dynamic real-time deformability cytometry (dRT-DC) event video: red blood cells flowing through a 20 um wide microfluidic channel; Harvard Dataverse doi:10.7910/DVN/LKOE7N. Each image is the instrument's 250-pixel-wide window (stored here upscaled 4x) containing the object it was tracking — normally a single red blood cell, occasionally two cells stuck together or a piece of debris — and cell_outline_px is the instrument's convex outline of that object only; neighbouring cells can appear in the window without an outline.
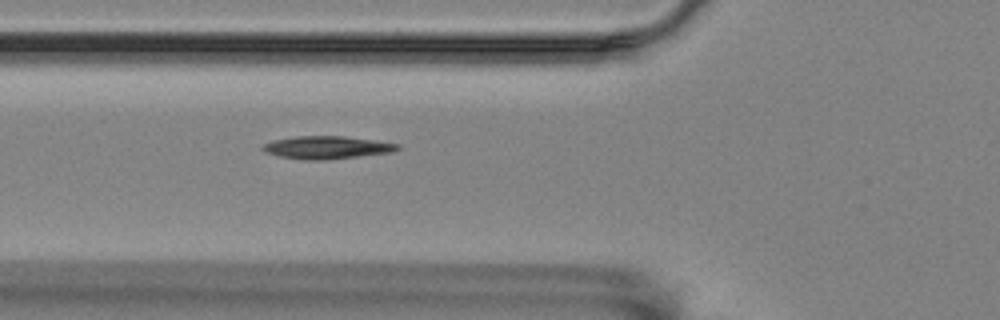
{"species": "Egyptian fruit bat (a non-hibernating species)", "species_latin": "Rousettus aegyptiacus", "temperature_condition": "room temperature", "stored_images_in_passage": 42, "camera_frame_rate_fps": 3000, "um_per_image_px": 0.085, "animal": {"sex": "female"}, "frame": {"image": 1, "passage_image": 10, "time_ms": 3.0, "image_size_px": [1000, 320], "cell_outline_px": [[400, 148], [392, 152], [328, 160], [304, 160], [280, 156], [264, 152], [260, 148], [260, 144], [272, 140], [296, 136], [344, 136], [400, 144]], "centroid_in_image_um": [27.72, 12.53], "position_along_channel_um": 98.1, "area_um2": 18.03}}
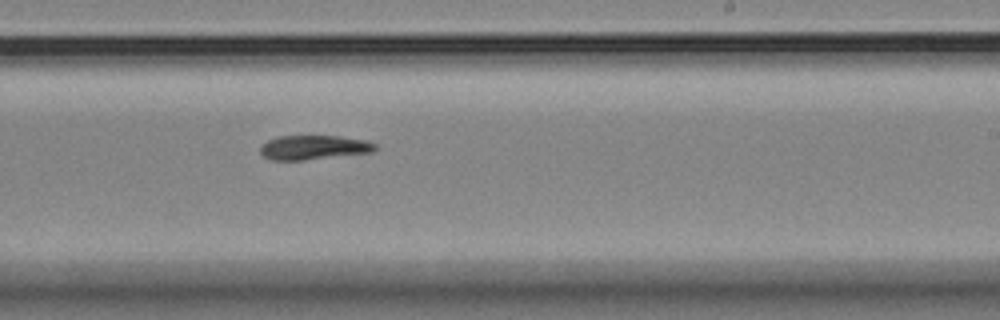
{"frame": {"image": 2, "passage_image": 24, "time_ms": 7.667, "image_size_px": [1000, 320], "cell_outline_px": [[376, 148], [372, 152], [304, 160], [272, 160], [264, 156], [260, 152], [260, 148], [268, 140], [276, 136], [340, 136], [368, 140], [376, 144]], "centroid_in_image_um": [26.68, 12.52], "position_along_channel_um": 262.3, "area_um2": 16.24}}
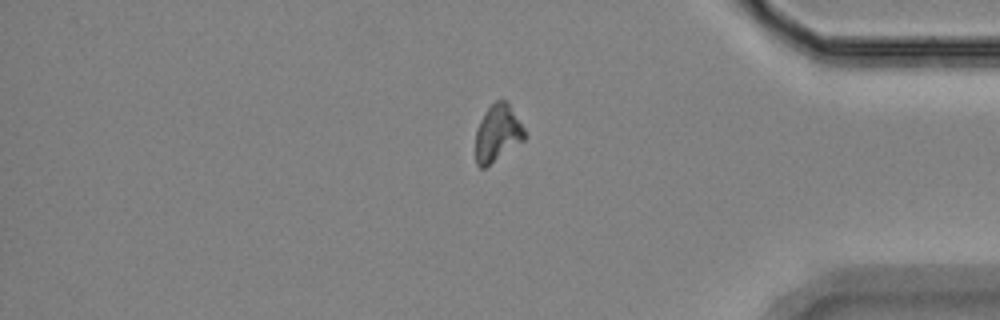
{"frame": {"image": 3, "passage_image": 37, "time_ms": 12.0, "image_size_px": [1000, 320], "cell_outline_px": [[528, 136], [524, 140], [484, 168], [480, 168], [476, 164], [476, 128], [480, 120], [488, 108], [496, 100], [508, 100], [524, 128]], "centroid_in_image_um": [42.31, 11.3], "position_along_channel_um": 392.9, "area_um2": 16.3}}